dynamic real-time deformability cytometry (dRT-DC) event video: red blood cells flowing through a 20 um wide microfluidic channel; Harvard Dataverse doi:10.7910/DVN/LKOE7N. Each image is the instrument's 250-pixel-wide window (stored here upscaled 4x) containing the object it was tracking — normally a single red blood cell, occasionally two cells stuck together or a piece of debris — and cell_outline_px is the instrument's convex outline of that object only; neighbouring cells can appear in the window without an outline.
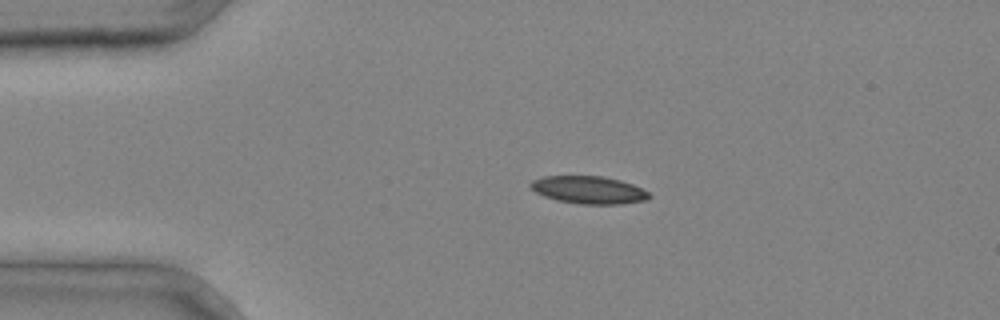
{"species": "common noctule bat (a hibernating species)", "species_latin": "Nyctalus noctula", "temperature_condition": "cold", "stored_images_in_passage": 2, "camera_frame_rate_fps": 3000, "um_per_image_px": 0.085, "animal": {"sex": "male", "body_mass_g": 20.4}, "frame": {"image": 1, "passage_image": 2, "time_ms": 0.333, "image_size_px": [1000, 320], "cell_outline_px": [[652, 196], [648, 200], [620, 204], [580, 204], [556, 200], [544, 196], [536, 192], [528, 184], [532, 180], [544, 176], [604, 176], [620, 180], [632, 184], [648, 192]], "centroid_in_image_um": [50.04, 16.14], "position_along_channel_um": 35.0, "area_um2": 19.13}}